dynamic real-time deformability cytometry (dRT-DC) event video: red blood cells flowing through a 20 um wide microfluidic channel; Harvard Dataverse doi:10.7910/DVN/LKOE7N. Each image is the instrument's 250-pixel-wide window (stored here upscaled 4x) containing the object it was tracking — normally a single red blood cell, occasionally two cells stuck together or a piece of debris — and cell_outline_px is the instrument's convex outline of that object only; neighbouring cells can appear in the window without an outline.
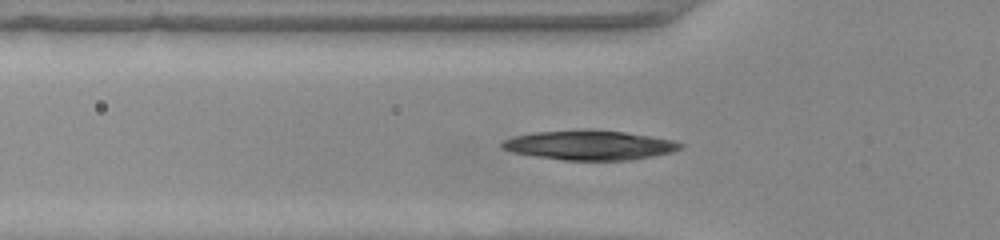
{"species": "common noctule bat (a hibernating species)", "species_latin": "Nyctalus noctula", "temperature_condition": "warm", "stored_images_in_passage": 35, "camera_frame_rate_fps": 3000, "um_per_image_px": 0.085, "animal": {"sex": "female", "body_mass_g": 22.0, "forearm_length_mm": 56.7}, "frame": {"image": 1, "passage_image": 2, "time_ms": 0.333, "image_size_px": [1000, 240], "cell_outline_px": [[684, 148], [672, 152], [652, 156], [628, 160], [564, 160], [536, 156], [512, 152], [500, 148], [500, 144], [504, 140], [516, 136], [536, 132], [588, 128], [624, 132], [672, 140], [684, 144]], "centroid_in_image_um": [50.11, 12.33], "position_along_channel_um": 75.7, "area_um2": 30.75}}
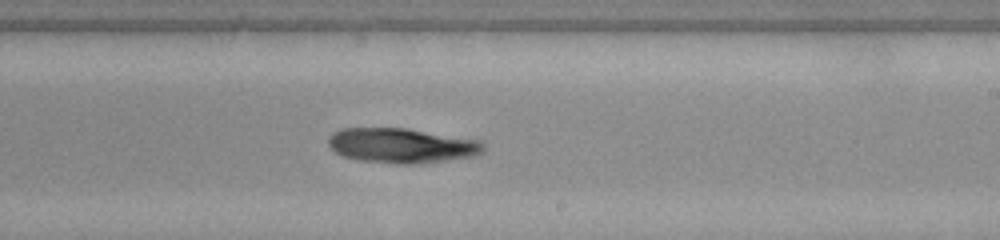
{"frame": {"image": 2, "passage_image": 15, "time_ms": 4.667, "image_size_px": [1000, 240], "cell_outline_px": [[484, 152], [476, 156], [424, 164], [396, 164], [360, 160], [340, 156], [328, 144], [328, 136], [332, 132], [340, 128], [408, 128], [480, 140], [484, 144]], "centroid_in_image_um": [34.16, 12.38], "position_along_channel_um": 254.8, "area_um2": 32.08}}
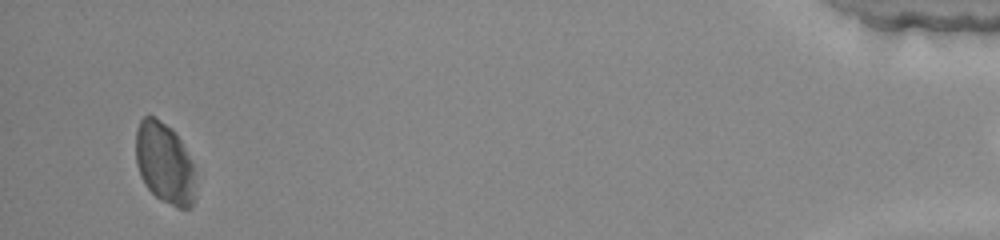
{"frame": {"image": 3, "passage_image": 33, "time_ms": 10.667, "image_size_px": [1000, 240], "cell_outline_px": [[196, 196], [192, 204], [188, 208], [176, 208], [160, 200], [144, 184], [140, 176], [136, 164], [136, 128], [140, 120], [144, 116], [152, 116], [172, 128], [180, 140], [192, 164]], "centroid_in_image_um": [13.97, 13.89], "position_along_channel_um": 421.2, "area_um2": 28.21}}